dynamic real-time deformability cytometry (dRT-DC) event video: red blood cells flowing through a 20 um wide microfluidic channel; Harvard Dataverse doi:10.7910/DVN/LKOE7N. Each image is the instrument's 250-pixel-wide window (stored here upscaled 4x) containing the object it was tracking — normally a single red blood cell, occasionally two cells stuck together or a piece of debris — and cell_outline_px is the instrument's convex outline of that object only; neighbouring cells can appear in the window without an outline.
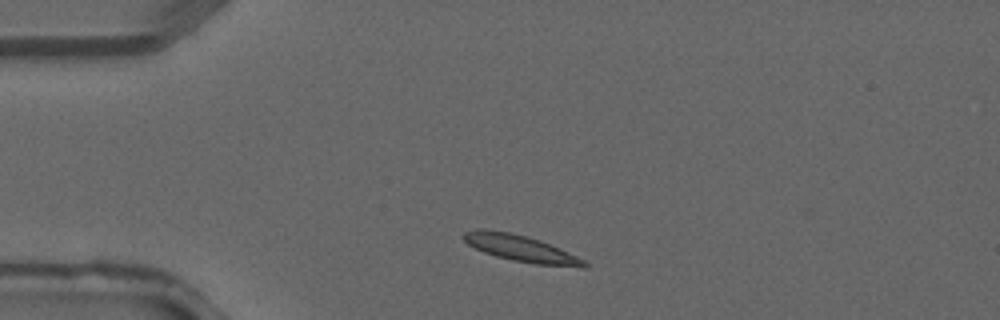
{"species": "common noctule bat (a hibernating species)", "species_latin": "Nyctalus noctula", "temperature_condition": "warm", "stored_images_in_passage": 2, "camera_frame_rate_fps": 3000, "um_per_image_px": 0.085, "animal": {"sex": "male", "forearm_length_mm": 52.5}, "frame": {"image": 1, "passage_image": 1, "time_ms": 0.0, "image_size_px": [1000, 320], "cell_outline_px": [[588, 268], [580, 268], [532, 264], [512, 260], [496, 256], [484, 252], [468, 244], [460, 236], [464, 232], [476, 228], [484, 228], [512, 232], [540, 240], [576, 256], [584, 260], [588, 264]], "centroid_in_image_um": [44.25, 21.11], "position_along_channel_um": 40.8, "area_um2": 18.84}}